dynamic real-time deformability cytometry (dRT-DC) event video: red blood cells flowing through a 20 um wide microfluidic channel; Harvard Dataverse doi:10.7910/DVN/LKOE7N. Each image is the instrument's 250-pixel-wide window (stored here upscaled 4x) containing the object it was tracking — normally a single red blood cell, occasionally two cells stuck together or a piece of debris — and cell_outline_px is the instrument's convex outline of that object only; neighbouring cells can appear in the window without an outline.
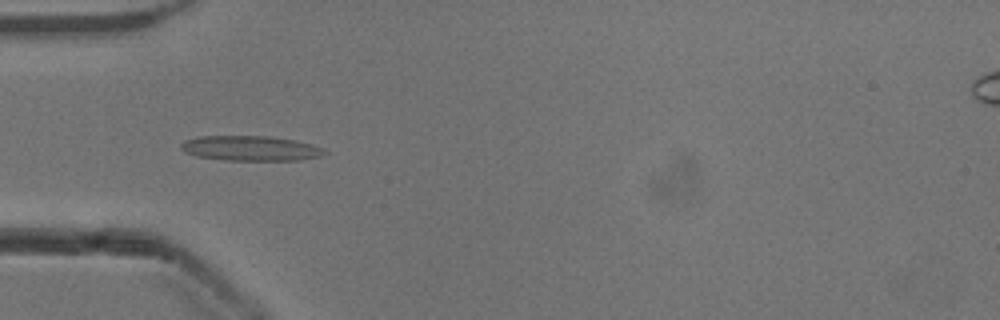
{"species": "common noctule bat (a hibernating species)", "species_latin": "Nyctalus noctula", "temperature_condition": "cold", "stored_images_in_passage": 47, "camera_frame_rate_fps": 3000, "um_per_image_px": 0.085, "animal": {"sex": "male", "body_mass_g": 13.3}, "frame": {"image": 1, "passage_image": 11, "time_ms": 3.333, "image_size_px": [1000, 320], "cell_outline_px": [[328, 152], [324, 156], [300, 160], [224, 160], [196, 156], [184, 152], [180, 148], [180, 144], [184, 140], [196, 136], [268, 136], [292, 140], [312, 144], [324, 148]], "centroid_in_image_um": [21.29, 12.61], "position_along_channel_um": 63.7, "area_um2": 21.1}}
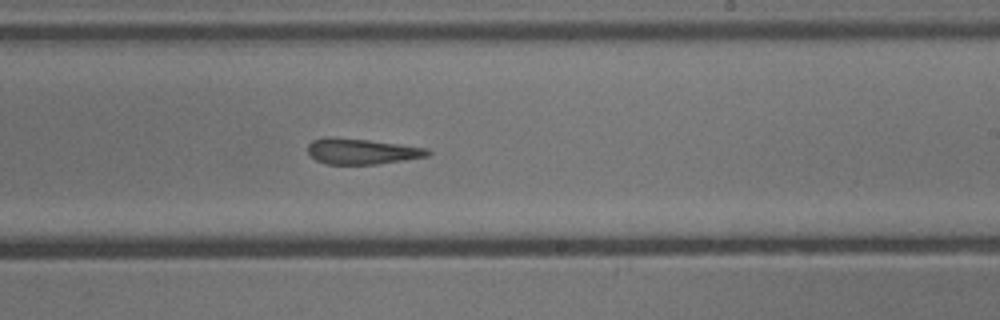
{"frame": {"image": 2, "passage_image": 26, "time_ms": 8.333, "image_size_px": [1000, 320], "cell_outline_px": [[432, 152], [428, 156], [404, 160], [376, 164], [324, 164], [316, 160], [308, 152], [308, 144], [312, 140], [324, 136], [332, 136], [368, 140], [400, 144], [428, 148]], "centroid_in_image_um": [30.73, 12.85], "position_along_channel_um": 258.3, "area_um2": 18.09}}
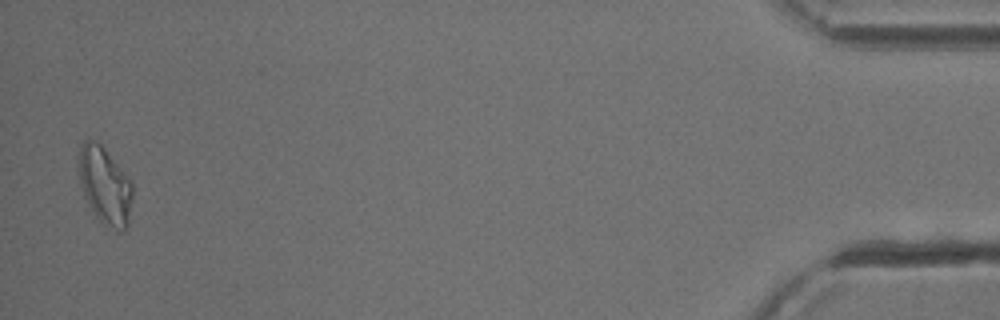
{"frame": {"image": 3, "passage_image": 46, "time_ms": 15.0, "image_size_px": [1000, 320], "cell_outline_px": [[132, 200], [128, 224], [120, 232], [116, 232], [100, 220], [96, 216], [88, 204], [84, 196], [80, 184], [76, 164], [80, 144], [88, 136], [96, 140], [100, 144], [132, 184]], "centroid_in_image_um": [8.85, 15.74], "position_along_channel_um": 426.3, "area_um2": 24.33}, "authors_computed_cell_mechanics": {"area_um2": 19.4208, "velocity_mm_per_s": 3.9112, "shape_relaxation_time_tau1_ms": 4.369, "shape_relaxation_time_tau2_ms": 2.3757, "deformation_change_tau1": 0.1814, "deformation_change_tau2": 0.1422}}